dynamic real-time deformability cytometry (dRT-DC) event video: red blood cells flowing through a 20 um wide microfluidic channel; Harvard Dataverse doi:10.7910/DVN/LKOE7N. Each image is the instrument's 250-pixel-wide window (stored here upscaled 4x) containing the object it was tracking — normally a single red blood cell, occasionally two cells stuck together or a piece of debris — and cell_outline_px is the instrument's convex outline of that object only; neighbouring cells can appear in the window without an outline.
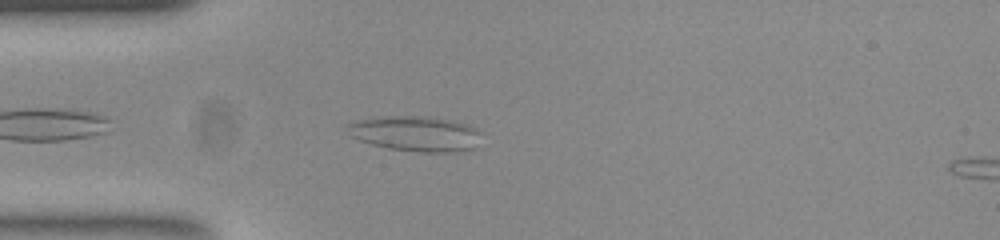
{"species": "common noctule bat (a hibernating species)", "species_latin": "Nyctalus noctula", "temperature_condition": "room temperature", "stored_images_in_passage": 6, "camera_frame_rate_fps": 3000, "um_per_image_px": 0.085, "animal": {"sex": "female", "body_mass_g": 23.0, "forearm_length_mm": 53.4}, "frame": {"image": 1, "passage_image": 4, "time_ms": 1.0, "image_size_px": [1000, 240], "cell_outline_px": [[476, 132], [472, 148], [448, 152], [420, 152], [388, 148], [372, 144], [360, 140], [352, 136], [348, 124], [360, 120], [388, 116], [416, 116], [456, 120], [468, 124], [476, 128]], "centroid_in_image_um": [35.29, 11.35], "position_along_channel_um": 49.7, "area_um2": 26.53}}